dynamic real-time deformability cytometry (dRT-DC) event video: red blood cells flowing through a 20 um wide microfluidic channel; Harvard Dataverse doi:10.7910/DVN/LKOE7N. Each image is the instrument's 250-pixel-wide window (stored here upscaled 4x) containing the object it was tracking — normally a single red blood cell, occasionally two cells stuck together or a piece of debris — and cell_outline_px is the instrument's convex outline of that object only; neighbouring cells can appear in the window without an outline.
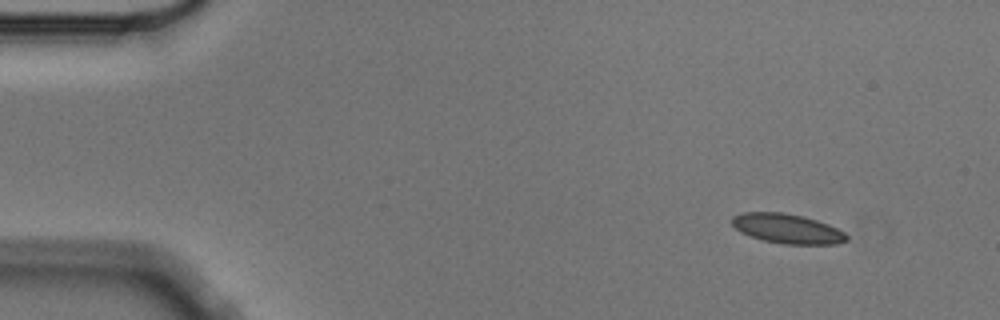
{"species": "Egyptian fruit bat (a non-hibernating species)", "species_latin": "Rousettus aegyptiacus", "temperature_condition": "cold", "stored_images_in_passage": 4, "camera_frame_rate_fps": 3000, "um_per_image_px": 0.085, "animal": {"sex": "male"}, "frame": {"image": 1, "passage_image": 1, "time_ms": 0.0, "image_size_px": [1000, 320], "cell_outline_px": [[848, 240], [836, 244], [784, 244], [764, 240], [740, 232], [732, 224], [732, 216], [740, 212], [780, 212], [804, 216], [828, 224], [844, 232], [848, 236]], "centroid_in_image_um": [66.91, 19.42], "position_along_channel_um": 18.1, "area_um2": 19.71}}
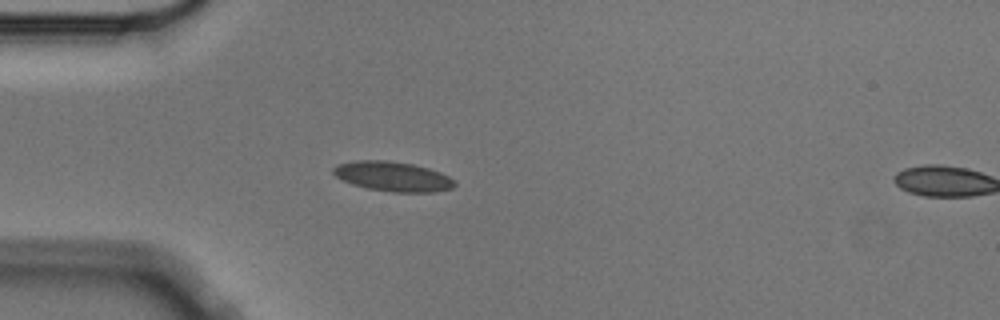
{"frame": {"image": 2, "passage_image": 3, "time_ms": 0.667, "image_size_px": [1000, 320], "cell_outline_px": [[456, 184], [452, 188], [436, 192], [392, 192], [368, 188], [352, 184], [336, 176], [332, 172], [332, 168], [336, 164], [356, 160], [384, 160], [412, 164], [428, 168], [440, 172], [456, 180]], "centroid_in_image_um": [33.4, 14.99], "position_along_channel_um": 51.6, "area_um2": 21.04}}